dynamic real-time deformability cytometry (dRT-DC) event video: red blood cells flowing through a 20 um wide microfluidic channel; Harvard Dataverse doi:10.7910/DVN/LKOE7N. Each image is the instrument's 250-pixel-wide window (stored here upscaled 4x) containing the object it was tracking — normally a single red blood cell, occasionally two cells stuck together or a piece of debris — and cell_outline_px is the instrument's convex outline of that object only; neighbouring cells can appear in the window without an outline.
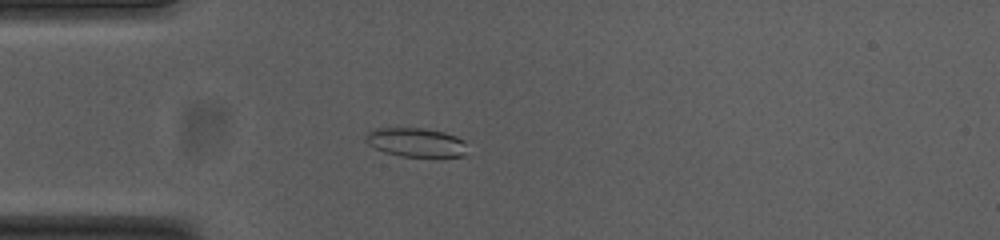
{"species": "common noctule bat (a hibernating species)", "species_latin": "Nyctalus noctula", "temperature_condition": "cold", "stored_images_in_passage": 53, "camera_frame_rate_fps": 3000, "um_per_image_px": 0.085, "animal": {"sex": "female", "body_mass_g": 23.0, "forearm_length_mm": 53.4}, "frame": {"image": 1, "passage_image": 14, "time_ms": 4.333, "image_size_px": [1000, 240], "cell_outline_px": [[464, 156], [440, 160], [400, 156], [384, 152], [368, 144], [364, 140], [364, 136], [368, 132], [376, 128], [424, 128], [444, 132], [456, 136], [464, 140]], "centroid_in_image_um": [35.39, 12.15], "position_along_channel_um": 49.6, "area_um2": 17.92}}
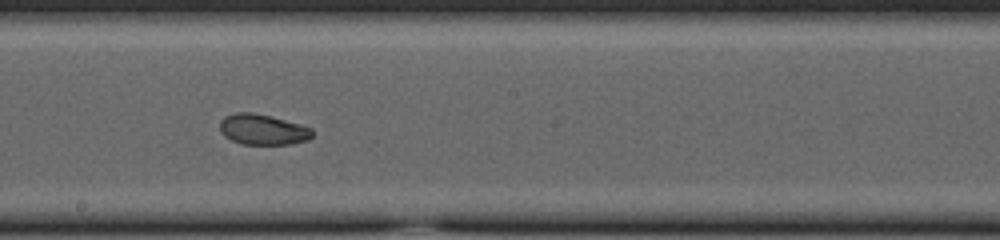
{"frame": {"image": 2, "passage_image": 29, "time_ms": 9.333, "image_size_px": [1000, 240], "cell_outline_px": [[312, 136], [308, 140], [292, 144], [240, 144], [224, 136], [220, 132], [220, 120], [224, 116], [236, 112], [252, 112], [300, 124], [312, 128]], "centroid_in_image_um": [22.31, 11.01], "position_along_channel_um": 225.9, "area_um2": 16.47}}
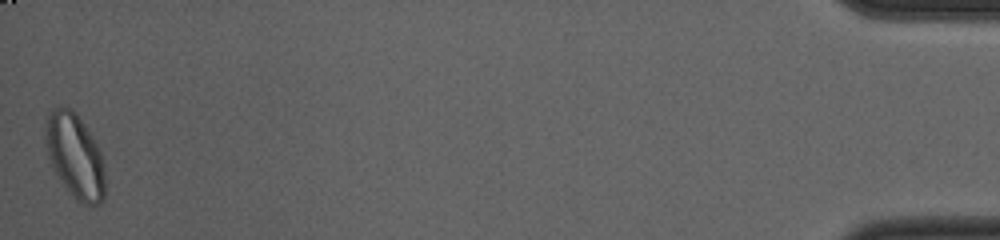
{"frame": {"image": 3, "passage_image": 53, "time_ms": 17.333, "image_size_px": [1000, 240], "cell_outline_px": [[104, 200], [100, 204], [84, 204], [76, 200], [64, 184], [56, 172], [48, 156], [44, 140], [48, 112], [64, 104], [72, 108], [76, 112], [92, 136], [100, 152], [104, 176]], "centroid_in_image_um": [6.36, 13.21], "position_along_channel_um": 428.8, "area_um2": 28.96}, "authors_computed_cell_mechanics": {"area_um2": 18.1492, "velocity_mm_per_s": 3.7486, "shape_relaxation_time_tau1_ms": null, "shape_relaxation_time_tau2_ms": 1.8676, "deformation_change_tau1": null, "deformation_change_tau2": 0.0494}}